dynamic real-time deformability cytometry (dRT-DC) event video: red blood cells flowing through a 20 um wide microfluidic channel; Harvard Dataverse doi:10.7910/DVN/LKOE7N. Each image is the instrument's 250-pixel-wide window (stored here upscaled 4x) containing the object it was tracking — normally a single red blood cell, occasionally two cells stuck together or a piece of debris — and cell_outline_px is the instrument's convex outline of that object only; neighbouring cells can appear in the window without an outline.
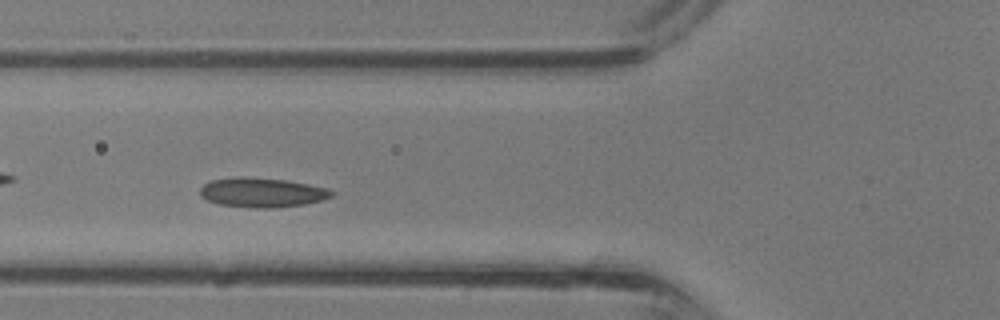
{"species": "common noctule bat (a hibernating species)", "species_latin": "Nyctalus noctula", "temperature_condition": "room temperature", "stored_images_in_passage": 30, "camera_frame_rate_fps": 3000, "um_per_image_px": 0.085, "animal": {"sex": "male", "body_mass_g": 13.3}, "frame": {"image": 1, "passage_image": 8, "time_ms": 2.333, "image_size_px": [1000, 320], "cell_outline_px": [[336, 192], [332, 196], [320, 200], [304, 204], [268, 208], [256, 208], [220, 204], [208, 200], [200, 196], [200, 188], [204, 184], [212, 180], [240, 176], [288, 180], [328, 188]], "centroid_in_image_um": [22.28, 16.35], "position_along_channel_um": 103.5, "area_um2": 22.48}}
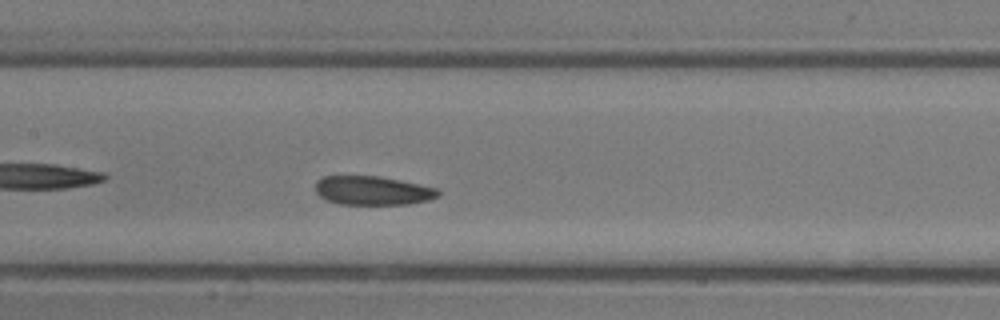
{"frame": {"image": 2, "passage_image": 12, "time_ms": 3.667, "image_size_px": [1000, 320], "cell_outline_px": [[440, 196], [428, 200], [408, 204], [340, 204], [328, 200], [320, 196], [316, 192], [316, 180], [324, 176], [380, 176], [400, 180], [436, 188], [440, 192]], "centroid_in_image_um": [31.68, 16.19], "position_along_channel_um": 175.7, "area_um2": 20.58}}
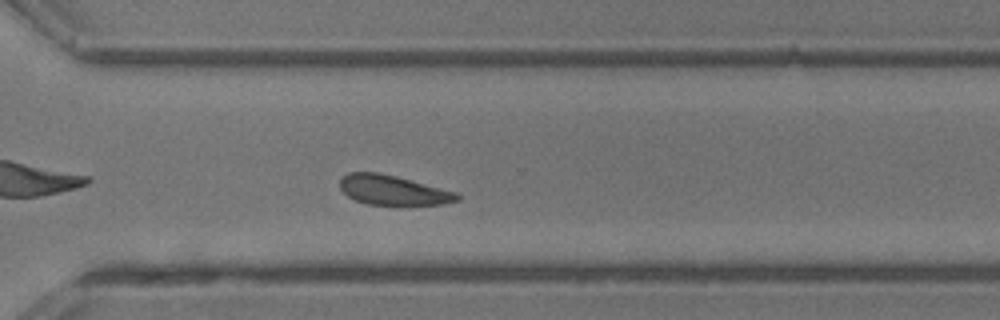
{"frame": {"image": 3, "passage_image": 21, "time_ms": 6.667, "image_size_px": [1000, 320], "cell_outline_px": [[460, 200], [440, 204], [408, 208], [404, 208], [368, 204], [356, 200], [348, 196], [340, 188], [340, 176], [348, 172], [376, 172], [396, 176], [456, 192], [460, 196]], "centroid_in_image_um": [33.42, 16.21], "position_along_channel_um": 337.2, "area_um2": 21.1}}